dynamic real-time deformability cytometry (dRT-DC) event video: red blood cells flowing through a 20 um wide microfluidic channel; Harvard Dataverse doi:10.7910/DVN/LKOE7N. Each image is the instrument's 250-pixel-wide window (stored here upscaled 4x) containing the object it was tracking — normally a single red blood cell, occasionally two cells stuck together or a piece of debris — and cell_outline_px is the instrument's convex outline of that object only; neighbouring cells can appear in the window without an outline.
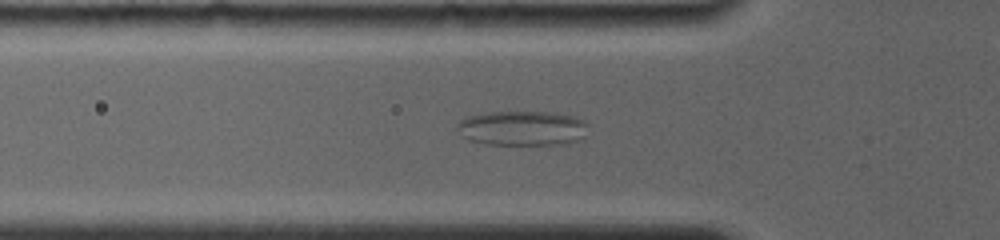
{"species": "common noctule bat (a hibernating species)", "species_latin": "Nyctalus noctula", "temperature_condition": "room temperature", "stored_images_in_passage": 8, "camera_frame_rate_fps": 4000, "um_per_image_px": 0.085, "animal": {"sex": "female", "body_mass_g": 19.0, "forearm_length_mm": 56.7}, "frame": {"image": 1, "passage_image": 6, "time_ms": 3.0, "image_size_px": [1000, 240], "cell_outline_px": [[588, 124], [576, 140], [564, 144], [488, 144], [468, 140], [456, 128], [456, 124], [464, 116], [488, 112], [556, 112], [576, 116], [584, 120]], "centroid_in_image_um": [44.33, 10.87], "position_along_channel_um": 81.5, "area_um2": 26.41}}